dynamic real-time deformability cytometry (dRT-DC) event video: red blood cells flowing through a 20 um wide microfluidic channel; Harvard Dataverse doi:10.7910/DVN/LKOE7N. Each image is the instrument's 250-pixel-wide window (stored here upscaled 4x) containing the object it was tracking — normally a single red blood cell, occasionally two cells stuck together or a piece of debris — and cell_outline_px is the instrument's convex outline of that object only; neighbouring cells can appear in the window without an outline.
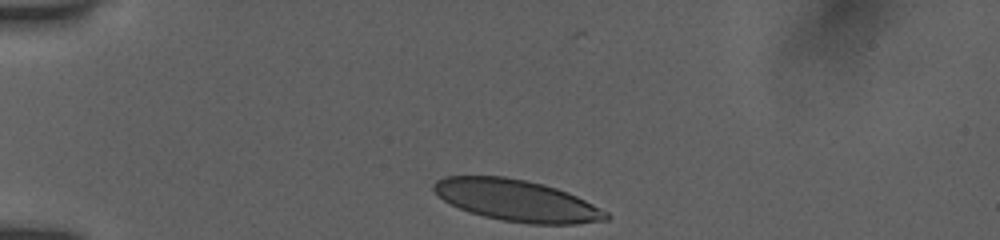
{"species": "human", "species_latin": "Homo sapiens", "temperature_condition": "room temperature", "stored_images_in_passage": 34, "camera_frame_rate_fps": 3000, "um_per_image_px": 0.085, "donor": {"sex": "female"}, "frame": {"image": 1, "passage_image": 1, "time_ms": 0.0, "image_size_px": [1000, 240], "cell_outline_px": [[612, 216], [608, 220], [576, 224], [528, 224], [504, 220], [484, 216], [468, 212], [444, 200], [432, 188], [432, 184], [436, 180], [444, 176], [504, 176], [524, 180], [556, 188], [576, 196], [608, 212]], "centroid_in_image_um": [43.93, 17.05], "position_along_channel_um": 41.1, "area_um2": 41.38}}
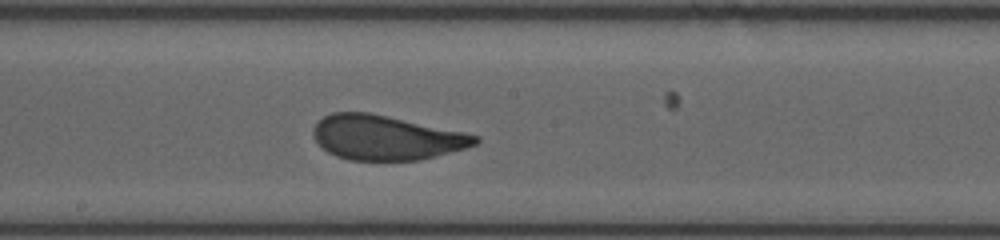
{"frame": {"image": 2, "passage_image": 18, "time_ms": 5.667, "image_size_px": [1000, 240], "cell_outline_px": [[480, 140], [476, 144], [464, 148], [436, 156], [420, 160], [348, 160], [336, 156], [328, 152], [316, 140], [312, 132], [312, 128], [324, 116], [332, 112], [368, 112], [388, 116], [480, 136]], "centroid_in_image_um": [32.79, 11.7], "position_along_channel_um": 215.4, "area_um2": 41.67}}
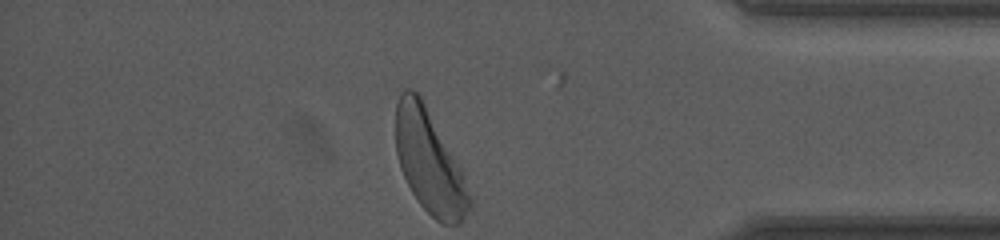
{"frame": {"image": 3, "passage_image": 34, "time_ms": 11.0, "image_size_px": [1000, 240], "cell_outline_px": [[472, 204], [460, 224], [440, 224], [420, 204], [412, 192], [400, 168], [396, 152], [396, 104], [400, 92], [404, 88], [412, 88], [420, 96], [460, 168], [464, 176], [472, 200]], "centroid_in_image_um": [36.48, 13.77], "position_along_channel_um": 398.7, "area_um2": 43.7}, "authors_computed_cell_mechanics": {"area_um2": 42.1362, "velocity_mm_per_s": 3.8835, "shape_relaxation_time_tau1_ms": 3.1945, "shape_relaxation_time_tau2_ms": null, "deformation_change_tau1": 0.1528, "deformation_change_tau2": null}}